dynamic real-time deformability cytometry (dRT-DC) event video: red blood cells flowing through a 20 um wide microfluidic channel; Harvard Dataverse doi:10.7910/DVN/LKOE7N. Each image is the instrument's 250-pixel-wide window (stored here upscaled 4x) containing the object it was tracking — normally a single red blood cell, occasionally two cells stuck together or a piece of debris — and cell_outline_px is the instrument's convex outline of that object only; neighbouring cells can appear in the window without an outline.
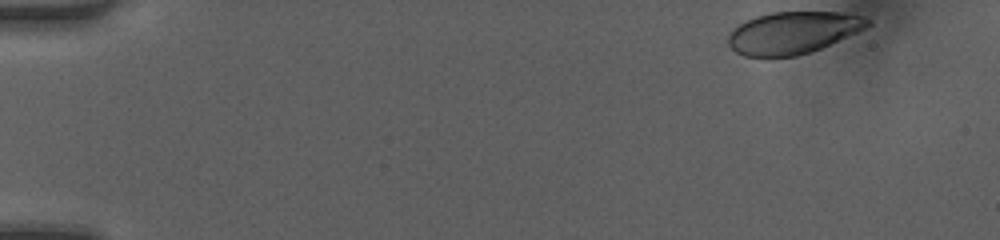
{"species": "human", "species_latin": "Homo sapiens", "temperature_condition": "room temperature", "stored_images_in_passage": 44, "camera_frame_rate_fps": 3000, "um_per_image_px": 0.085, "donor": {"sex": "female"}, "frame": {"image": 1, "passage_image": 1, "time_ms": 0.0, "image_size_px": [1000, 240], "cell_outline_px": [[872, 24], [856, 32], [820, 48], [796, 56], [744, 56], [736, 52], [728, 44], [728, 36], [732, 28], [756, 16], [772, 12], [840, 12], [864, 16], [872, 20]], "centroid_in_image_um": [67.4, 2.76], "position_along_channel_um": 17.6, "area_um2": 33.87}}
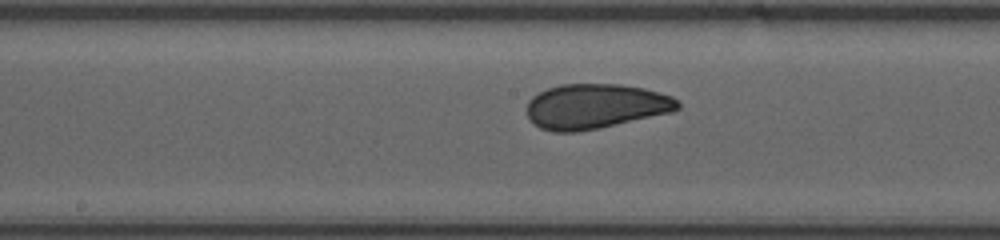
{"frame": {"image": 2, "passage_image": 23, "time_ms": 7.333, "image_size_px": [1000, 240], "cell_outline_px": [[680, 108], [672, 112], [596, 128], [576, 132], [552, 132], [540, 128], [528, 120], [528, 100], [532, 96], [548, 88], [560, 84], [620, 84], [644, 88], [672, 96], [680, 104]], "centroid_in_image_um": [50.58, 9.03], "position_along_channel_um": 197.6, "area_um2": 39.3}}
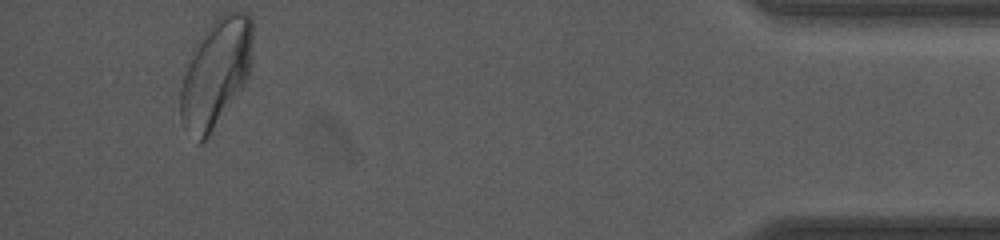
{"frame": {"image": 3, "passage_image": 43, "time_ms": 14.0, "image_size_px": [1000, 240], "cell_outline_px": [[252, 48], [248, 76], [244, 84], [208, 136], [200, 144], [196, 144], [184, 128], [180, 120], [180, 88], [184, 72], [196, 44], [212, 20], [216, 16], [224, 12], [248, 12], [252, 20]], "centroid_in_image_um": [18.32, 6.2], "position_along_channel_um": 416.9, "area_um2": 45.43}, "authors_computed_cell_mechanics": {"area_um2": 39.0728, "velocity_mm_per_s": 4.2073, "shape_relaxation_time_tau1_ms": 3.6741, "shape_relaxation_time_tau2_ms": 0.7902, "deformation_change_tau1": 0.1232, "deformation_change_tau2": 0.0502}}